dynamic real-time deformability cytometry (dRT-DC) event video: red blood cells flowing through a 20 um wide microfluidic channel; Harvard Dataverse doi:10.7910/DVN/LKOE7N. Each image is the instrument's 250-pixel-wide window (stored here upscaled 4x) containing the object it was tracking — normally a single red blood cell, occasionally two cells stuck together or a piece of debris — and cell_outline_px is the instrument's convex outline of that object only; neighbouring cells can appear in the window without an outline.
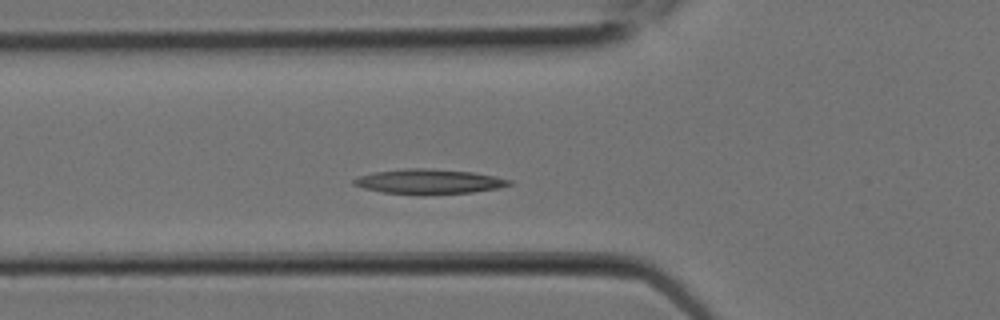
{"species": "Egyptian fruit bat (a non-hibernating species)", "species_latin": "Rousettus aegyptiacus", "temperature_condition": "room temperature", "stored_images_in_passage": 4, "camera_frame_rate_fps": 3000, "um_per_image_px": 0.085, "animal": {"sex": "female"}, "frame": {"image": 1, "passage_image": 4, "time_ms": 1.0, "image_size_px": [1000, 320], "cell_outline_px": [[512, 184], [496, 188], [472, 192], [424, 196], [384, 192], [364, 188], [352, 184], [352, 180], [360, 176], [376, 172], [408, 168], [424, 168], [472, 172], [496, 176], [512, 180]], "centroid_in_image_um": [36.47, 15.45], "position_along_channel_um": 89.3, "area_um2": 22.54}}